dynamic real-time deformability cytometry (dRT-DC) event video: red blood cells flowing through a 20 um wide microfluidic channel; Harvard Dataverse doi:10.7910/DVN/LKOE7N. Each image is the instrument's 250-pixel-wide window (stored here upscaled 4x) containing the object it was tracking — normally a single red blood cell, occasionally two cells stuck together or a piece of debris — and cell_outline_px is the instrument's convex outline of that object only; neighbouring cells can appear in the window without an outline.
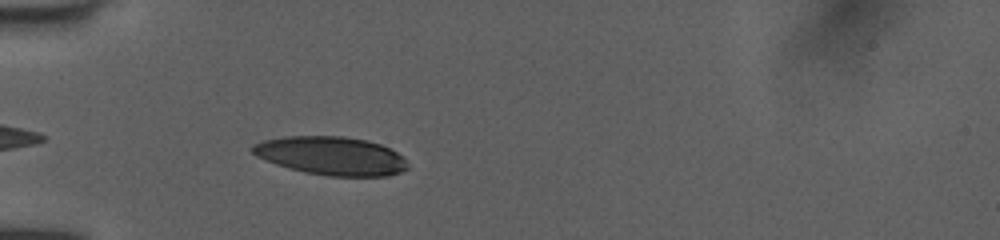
{"species": "human", "species_latin": "Homo sapiens", "temperature_condition": "room temperature", "stored_images_in_passage": 38, "camera_frame_rate_fps": 3000, "um_per_image_px": 0.085, "donor": {"sex": "female"}, "frame": {"image": 1, "passage_image": 3, "time_ms": 0.667, "image_size_px": [1000, 240], "cell_outline_px": [[408, 168], [400, 172], [388, 176], [328, 176], [304, 172], [276, 164], [256, 156], [248, 148], [252, 144], [264, 140], [284, 136], [344, 136], [368, 140], [380, 144], [404, 156], [408, 164]], "centroid_in_image_um": [28.15, 13.24], "position_along_channel_um": 56.9, "area_um2": 34.97}}
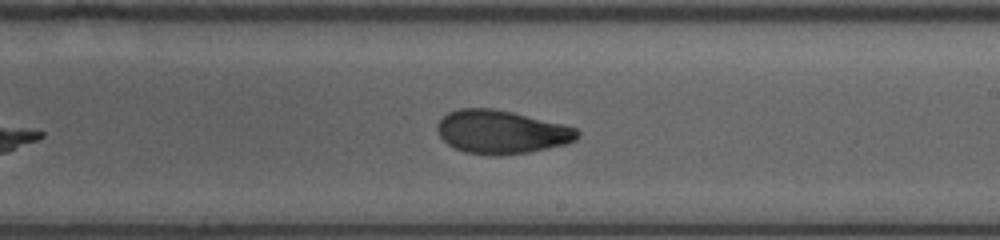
{"frame": {"image": 2, "passage_image": 18, "time_ms": 5.667, "image_size_px": [1000, 240], "cell_outline_px": [[580, 136], [576, 140], [568, 144], [528, 152], [496, 156], [464, 152], [448, 144], [440, 136], [436, 128], [436, 124], [448, 112], [460, 108], [492, 108], [512, 112], [564, 124], [576, 128], [580, 132]], "centroid_in_image_um": [42.64, 11.22], "position_along_channel_um": 246.4, "area_um2": 35.55}}
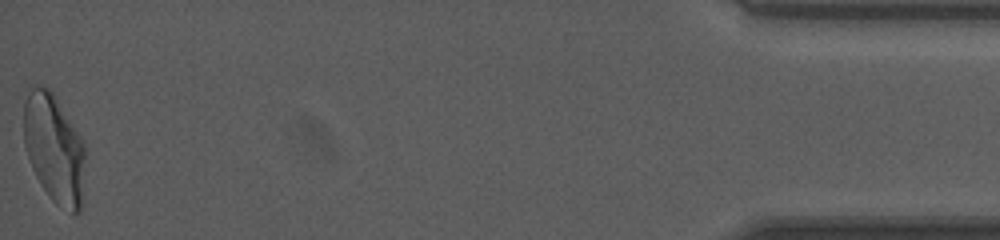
{"frame": {"image": 3, "passage_image": 38, "time_ms": 12.333, "image_size_px": [1000, 240], "cell_outline_px": [[84, 156], [80, 212], [72, 216], [56, 204], [48, 196], [40, 184], [32, 168], [24, 144], [24, 88], [48, 88], [56, 96], [84, 140]], "centroid_in_image_um": [4.59, 12.62], "position_along_channel_um": 430.6, "area_um2": 39.25}, "authors_computed_cell_mechanics": {"area_um2": 35.5181, "velocity_mm_per_s": 4.0376, "shape_relaxation_time_tau1_ms": null, "shape_relaxation_time_tau2_ms": 1.6902, "deformation_change_tau1": null, "deformation_change_tau2": 0.0686}}